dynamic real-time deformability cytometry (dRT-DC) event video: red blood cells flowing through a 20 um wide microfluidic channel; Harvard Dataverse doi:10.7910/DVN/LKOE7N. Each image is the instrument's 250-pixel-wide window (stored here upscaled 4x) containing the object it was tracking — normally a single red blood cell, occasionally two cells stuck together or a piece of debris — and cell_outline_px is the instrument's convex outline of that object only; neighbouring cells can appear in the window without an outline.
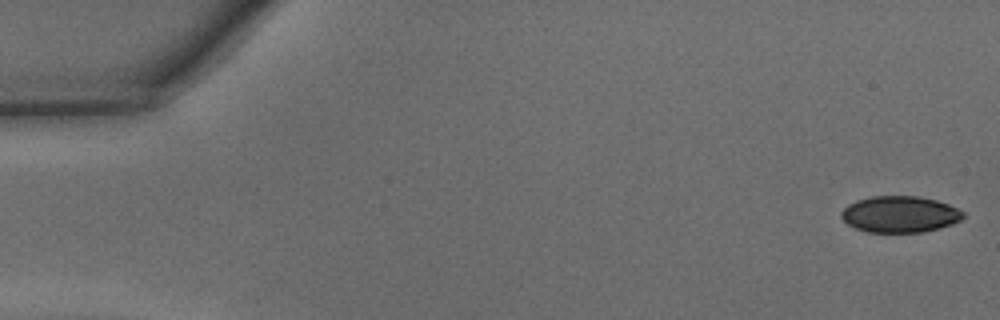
{"species": "common noctule bat (a hibernating species)", "species_latin": "Nyctalus noctula", "temperature_condition": "warm", "stored_images_in_passage": 46, "camera_frame_rate_fps": 3000, "um_per_image_px": 0.085, "animal": {"sex": "male", "body_mass_g": 15.6}, "frame": {"image": 1, "passage_image": 1, "time_ms": 0.0, "image_size_px": [1000, 320], "cell_outline_px": [[964, 216], [960, 220], [952, 224], [940, 228], [924, 232], [868, 232], [856, 228], [848, 224], [840, 216], [840, 212], [848, 204], [856, 200], [872, 196], [920, 196], [936, 200], [948, 204], [964, 212]], "centroid_in_image_um": [76.48, 18.21], "position_along_channel_um": 8.5, "area_um2": 25.89}}
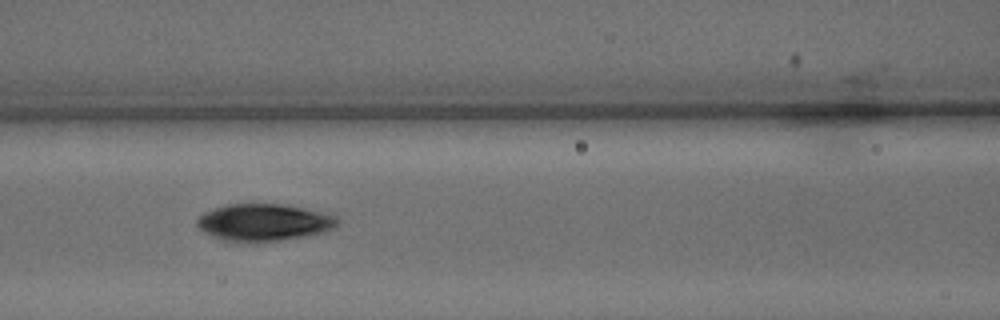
{"frame": {"image": 2, "passage_image": 20, "time_ms": 6.333, "image_size_px": [1000, 320], "cell_outline_px": [[340, 220], [332, 228], [324, 232], [280, 240], [224, 240], [212, 236], [204, 232], [196, 224], [196, 220], [204, 212], [228, 204], [280, 204], [320, 212], [336, 216]], "centroid_in_image_um": [22.4, 18.88], "position_along_channel_um": 144.2, "area_um2": 29.36}}
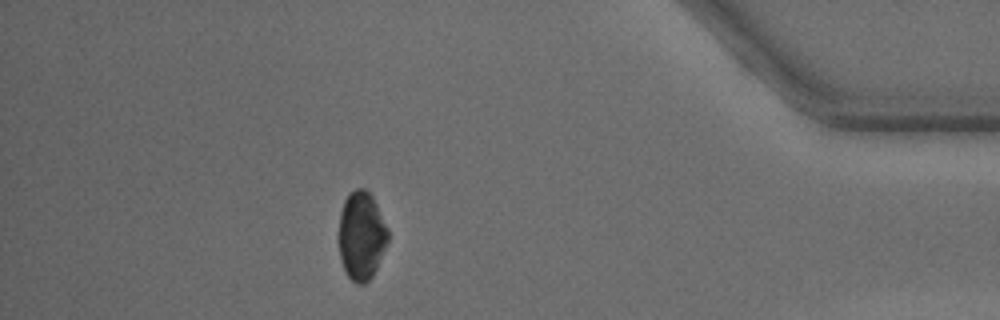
{"frame": {"image": 3, "passage_image": 41, "time_ms": 13.333, "image_size_px": [1000, 320], "cell_outline_px": [[388, 240], [376, 268], [372, 276], [364, 284], [356, 284], [348, 276], [344, 268], [340, 256], [340, 212], [344, 200], [356, 188], [364, 188], [372, 196], [388, 228]], "centroid_in_image_um": [30.73, 20.03], "position_along_channel_um": 404.5, "area_um2": 24.85}, "authors_computed_cell_mechanics": {"area_um2": 26.7325, "velocity_mm_per_s": 4.3506, "shape_relaxation_time_tau1_ms": 1.8752, "shape_relaxation_time_tau2_ms": null, "deformation_change_tau1": 0.1098, "deformation_change_tau2": null}}